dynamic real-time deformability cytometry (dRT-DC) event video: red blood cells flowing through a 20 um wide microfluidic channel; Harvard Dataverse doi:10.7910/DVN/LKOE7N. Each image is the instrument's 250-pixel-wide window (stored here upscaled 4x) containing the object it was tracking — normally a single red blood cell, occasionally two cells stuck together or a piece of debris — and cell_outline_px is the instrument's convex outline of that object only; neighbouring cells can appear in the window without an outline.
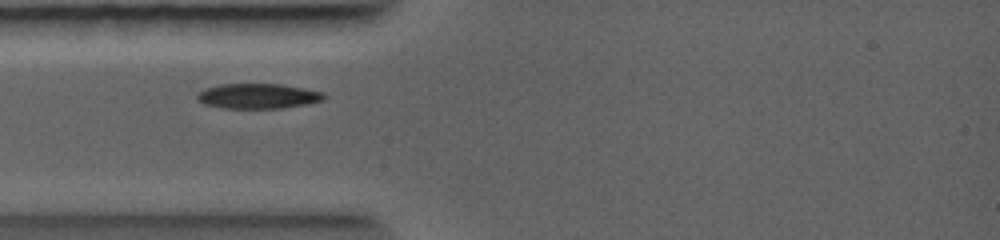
{"species": "common noctule bat (a hibernating species)", "species_latin": "Nyctalus noctula", "temperature_condition": "warm", "stored_images_in_passage": 14, "camera_frame_rate_fps": 5000, "um_per_image_px": 0.085, "animal": {"sex": "female", "body_mass_g": 19.0, "forearm_length_mm": 56.7}, "frame": {"image": 1, "passage_image": 3, "time_ms": 1.2, "image_size_px": [1000, 240], "cell_outline_px": [[328, 96], [324, 100], [308, 104], [280, 108], [220, 108], [204, 104], [196, 100], [196, 92], [204, 88], [220, 84], [280, 84], [304, 88], [324, 92]], "centroid_in_image_um": [21.91, 8.16], "position_along_channel_um": 63.1, "area_um2": 18.84}}
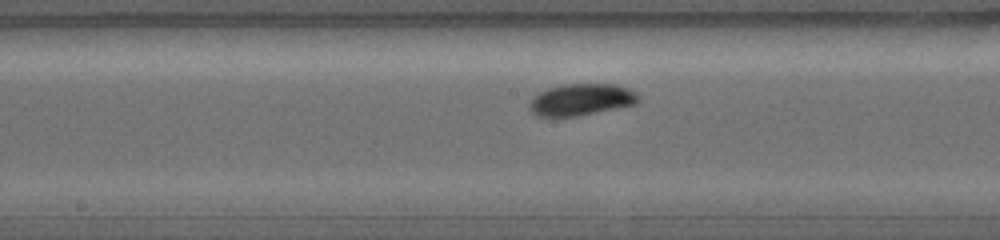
{"frame": {"image": 2, "passage_image": 12, "time_ms": 3.4, "image_size_px": [1000, 240], "cell_outline_px": [[640, 100], [636, 104], [576, 116], [540, 116], [532, 112], [528, 108], [528, 100], [536, 92], [548, 88], [564, 84], [616, 84], [628, 88], [636, 92], [640, 96]], "centroid_in_image_um": [49.37, 8.45], "position_along_channel_um": 198.8, "area_um2": 20.35}}
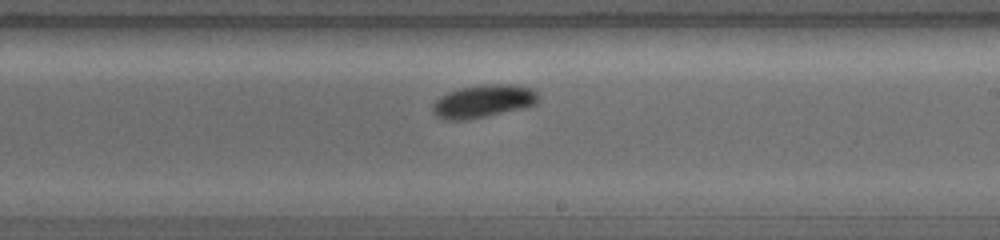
{"frame": {"image": 3, "passage_image": 14, "time_ms": 4.2, "image_size_px": [1000, 240], "cell_outline_px": [[540, 100], [536, 104], [528, 108], [464, 120], [448, 120], [436, 116], [432, 112], [432, 104], [440, 96], [448, 92], [460, 88], [480, 84], [516, 84], [532, 88], [540, 92]], "centroid_in_image_um": [41.15, 8.59], "position_along_channel_um": 247.8, "area_um2": 20.75}}